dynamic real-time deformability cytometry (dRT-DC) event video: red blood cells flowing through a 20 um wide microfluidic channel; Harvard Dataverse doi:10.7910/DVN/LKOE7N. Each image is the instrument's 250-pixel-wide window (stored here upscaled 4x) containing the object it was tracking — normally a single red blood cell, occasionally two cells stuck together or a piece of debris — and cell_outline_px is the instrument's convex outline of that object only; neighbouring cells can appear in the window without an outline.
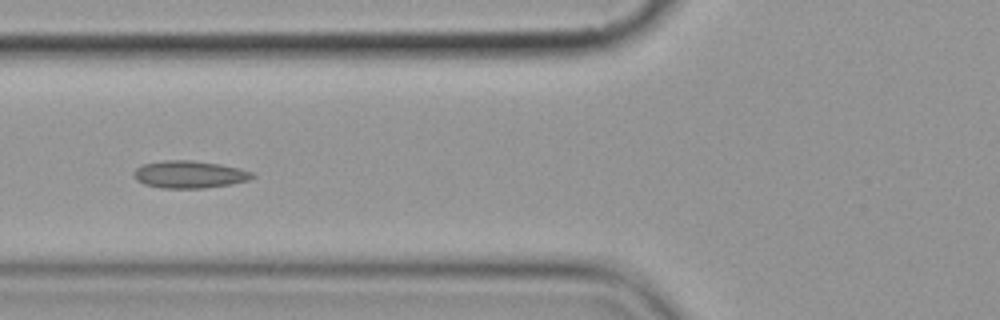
{"species": "common noctule bat (a hibernating species)", "species_latin": "Nyctalus noctula", "temperature_condition": "cold", "stored_images_in_passage": 13, "camera_frame_rate_fps": 3000, "um_per_image_px": 0.085, "animal": {"sex": "female", "body_mass_g": 19.9}, "frame": {"image": 1, "passage_image": 6, "time_ms": 6.667, "image_size_px": [1000, 320], "cell_outline_px": [[256, 176], [248, 180], [232, 184], [204, 188], [160, 188], [144, 184], [136, 180], [132, 176], [132, 172], [140, 164], [164, 160], [192, 160], [220, 164], [240, 168], [252, 172]], "centroid_in_image_um": [16.06, 14.82], "position_along_channel_um": 109.7, "area_um2": 19.19}}
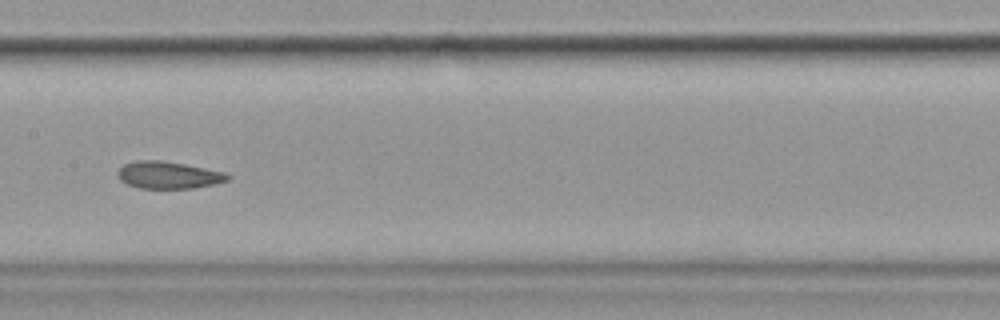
{"frame": {"image": 2, "passage_image": 8, "time_ms": 9.0, "image_size_px": [1000, 320], "cell_outline_px": [[232, 176], [228, 180], [216, 184], [192, 188], [140, 188], [128, 184], [120, 180], [116, 176], [116, 172], [124, 164], [136, 160], [164, 160], [224, 172]], "centroid_in_image_um": [14.3, 14.87], "position_along_channel_um": 193.1, "area_um2": 17.46}}
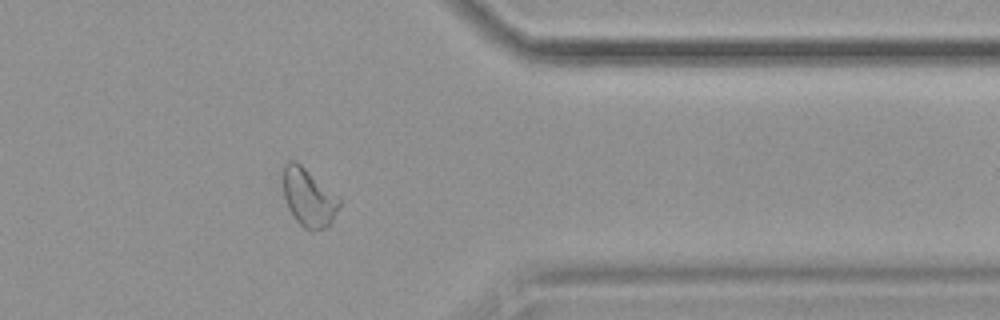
{"frame": {"image": 3, "passage_image": 13, "time_ms": 14.667, "image_size_px": [1000, 320], "cell_outline_px": [[340, 204], [332, 220], [324, 228], [312, 232], [304, 228], [296, 220], [288, 208], [284, 200], [284, 164], [288, 160], [296, 160], [340, 196]], "centroid_in_image_um": [26.24, 16.77], "position_along_channel_um": 385.2, "area_um2": 19.13}, "authors_computed_cell_mechanics": {"area_um2": 19.1318, "velocity_mm_per_s": 3.5727, "shape_relaxation_time_tau1_ms": null, "shape_relaxation_time_tau2_ms": 4.2904, "deformation_change_tau1": null, "deformation_change_tau2": 0.0666}}